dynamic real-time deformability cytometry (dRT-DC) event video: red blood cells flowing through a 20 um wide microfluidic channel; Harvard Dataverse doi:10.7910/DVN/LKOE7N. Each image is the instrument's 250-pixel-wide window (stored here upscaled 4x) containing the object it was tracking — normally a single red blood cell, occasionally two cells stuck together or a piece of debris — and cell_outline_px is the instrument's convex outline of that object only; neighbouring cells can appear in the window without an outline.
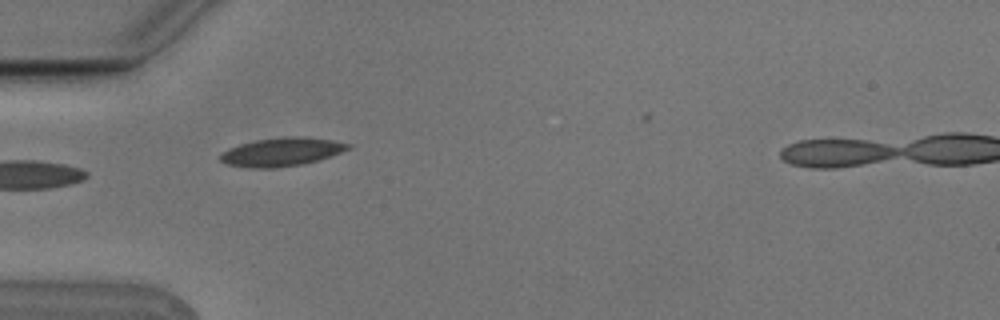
{"species": "Egyptian fruit bat (a non-hibernating species)", "species_latin": "Rousettus aegyptiacus", "temperature_condition": "cold", "stored_images_in_passage": 6, "camera_frame_rate_fps": 3000, "um_per_image_px": 0.085, "animal": {"sex": "male"}, "frame": {"image": 1, "passage_image": 5, "time_ms": 1.333, "image_size_px": [1000, 320], "cell_outline_px": [[352, 148], [304, 164], [276, 168], [248, 168], [228, 164], [220, 160], [220, 152], [228, 148], [240, 144], [256, 140], [288, 136], [304, 136], [332, 140], [348, 144]], "centroid_in_image_um": [23.89, 12.91], "position_along_channel_um": 61.1, "area_um2": 21.1}}